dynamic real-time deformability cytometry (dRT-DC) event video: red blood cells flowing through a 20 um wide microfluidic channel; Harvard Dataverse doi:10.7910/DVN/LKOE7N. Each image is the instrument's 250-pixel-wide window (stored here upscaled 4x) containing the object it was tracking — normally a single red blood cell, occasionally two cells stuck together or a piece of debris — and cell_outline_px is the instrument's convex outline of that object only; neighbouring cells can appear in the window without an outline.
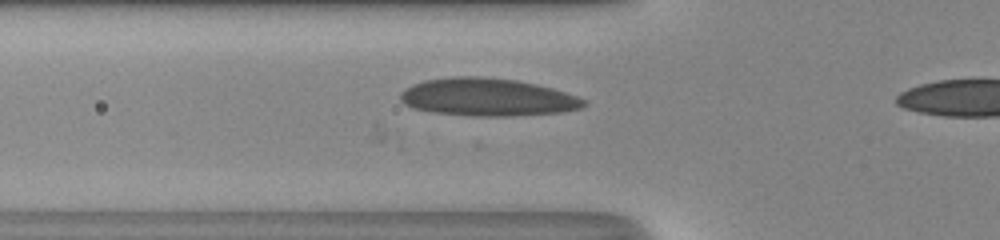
{"species": "human", "species_latin": "Homo sapiens", "temperature_condition": "room temperature", "stored_images_in_passage": 26, "camera_frame_rate_fps": 3000, "um_per_image_px": 0.085, "donor": {"sex": "male"}, "frame": {"image": 1, "passage_image": 2, "time_ms": 0.333, "image_size_px": [1000, 240], "cell_outline_px": [[588, 104], [580, 108], [564, 112], [512, 116], [472, 116], [432, 112], [412, 108], [404, 104], [400, 100], [400, 92], [404, 88], [412, 84], [424, 80], [452, 76], [480, 76], [516, 80], [536, 84], [552, 88], [576, 96], [584, 100]], "centroid_in_image_um": [41.4, 8.26], "position_along_channel_um": 84.4, "area_um2": 40.63}}
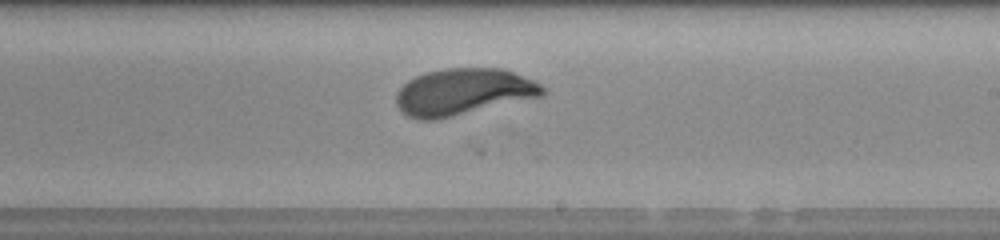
{"frame": {"image": 2, "passage_image": 14, "time_ms": 4.333, "image_size_px": [1000, 240], "cell_outline_px": [[548, 92], [544, 96], [436, 120], [420, 120], [408, 116], [396, 104], [396, 92], [408, 80], [424, 72], [448, 68], [504, 68], [532, 80], [540, 84]], "centroid_in_image_um": [39.4, 7.81], "position_along_channel_um": 249.6, "area_um2": 39.94}}
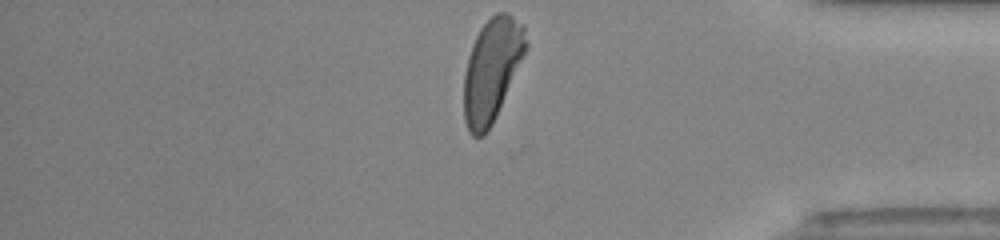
{"frame": {"image": 3, "passage_image": 26, "time_ms": 8.333, "image_size_px": [1000, 240], "cell_outline_px": [[528, 44], [496, 116], [492, 124], [484, 136], [472, 136], [468, 132], [464, 120], [464, 72], [468, 56], [472, 44], [480, 28], [496, 12], [508, 12], [524, 24]], "centroid_in_image_um": [41.79, 5.92], "position_along_channel_um": 393.4, "area_um2": 36.99}, "authors_computed_cell_mechanics": {"area_um2": 38.3792, "velocity_mm_per_s": 4.1406, "shape_relaxation_time_tau1_ms": 2.4756, "shape_relaxation_time_tau2_ms": null, "deformation_change_tau1": 0.1401, "deformation_change_tau2": null}}